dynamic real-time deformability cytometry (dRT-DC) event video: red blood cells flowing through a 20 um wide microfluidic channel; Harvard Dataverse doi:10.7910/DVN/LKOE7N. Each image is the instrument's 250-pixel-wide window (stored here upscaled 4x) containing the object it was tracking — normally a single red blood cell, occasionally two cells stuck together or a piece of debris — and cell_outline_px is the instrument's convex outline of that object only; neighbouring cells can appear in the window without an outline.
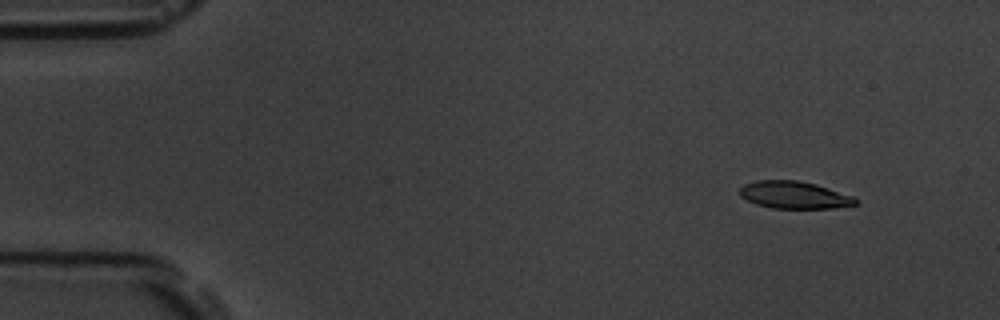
{"species": "common noctule bat (a hibernating species)", "species_latin": "Nyctalus noctula", "temperature_condition": "room temperature", "stored_images_in_passage": 6, "camera_frame_rate_fps": 3000, "um_per_image_px": 0.085, "animal": {"sex": "male", "body_mass_g": 19.5, "forearm_length_mm": 54.6}, "frame": {"image": 1, "passage_image": 2, "time_ms": 1.333, "image_size_px": [1000, 320], "cell_outline_px": [[860, 200], [856, 204], [832, 208], [772, 208], [756, 204], [740, 196], [740, 188], [744, 184], [756, 180], [796, 180], [816, 184], [852, 196]], "centroid_in_image_um": [67.5, 16.57], "position_along_channel_um": 17.5, "area_um2": 18.32}}
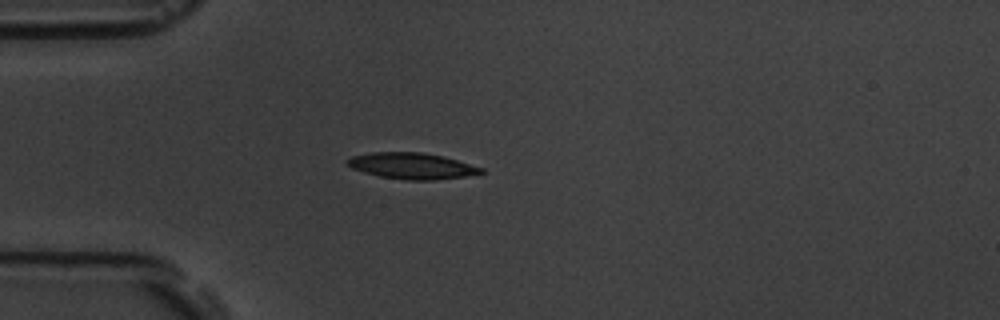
{"frame": {"image": 2, "passage_image": 5, "time_ms": 4.667, "image_size_px": [1000, 320], "cell_outline_px": [[484, 172], [464, 176], [432, 180], [404, 180], [380, 176], [364, 172], [352, 168], [344, 160], [352, 156], [372, 152], [420, 152], [444, 156], [484, 168]], "centroid_in_image_um": [34.99, 14.09], "position_along_channel_um": 50.0, "area_um2": 20.29}}